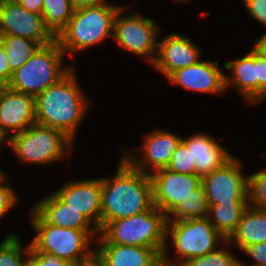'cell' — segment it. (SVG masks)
<instances>
[{
    "instance_id": "obj_22",
    "label": "cell",
    "mask_w": 266,
    "mask_h": 266,
    "mask_svg": "<svg viewBox=\"0 0 266 266\" xmlns=\"http://www.w3.org/2000/svg\"><path fill=\"white\" fill-rule=\"evenodd\" d=\"M232 240L236 243L234 246L242 250L247 246L266 242V210L249 205L226 243L230 244Z\"/></svg>"
},
{
    "instance_id": "obj_9",
    "label": "cell",
    "mask_w": 266,
    "mask_h": 266,
    "mask_svg": "<svg viewBox=\"0 0 266 266\" xmlns=\"http://www.w3.org/2000/svg\"><path fill=\"white\" fill-rule=\"evenodd\" d=\"M208 205L250 204L249 176L244 177L241 163L234 157L222 167L202 177Z\"/></svg>"
},
{
    "instance_id": "obj_12",
    "label": "cell",
    "mask_w": 266,
    "mask_h": 266,
    "mask_svg": "<svg viewBox=\"0 0 266 266\" xmlns=\"http://www.w3.org/2000/svg\"><path fill=\"white\" fill-rule=\"evenodd\" d=\"M153 203L167 217L196 189L202 178L196 174H182L167 168L150 174Z\"/></svg>"
},
{
    "instance_id": "obj_4",
    "label": "cell",
    "mask_w": 266,
    "mask_h": 266,
    "mask_svg": "<svg viewBox=\"0 0 266 266\" xmlns=\"http://www.w3.org/2000/svg\"><path fill=\"white\" fill-rule=\"evenodd\" d=\"M167 220V216L154 206L141 214L108 222L99 231L98 243L149 247L162 256L167 249Z\"/></svg>"
},
{
    "instance_id": "obj_23",
    "label": "cell",
    "mask_w": 266,
    "mask_h": 266,
    "mask_svg": "<svg viewBox=\"0 0 266 266\" xmlns=\"http://www.w3.org/2000/svg\"><path fill=\"white\" fill-rule=\"evenodd\" d=\"M249 205L250 204H217L215 206H209L207 216L213 227L227 240L236 230Z\"/></svg>"
},
{
    "instance_id": "obj_5",
    "label": "cell",
    "mask_w": 266,
    "mask_h": 266,
    "mask_svg": "<svg viewBox=\"0 0 266 266\" xmlns=\"http://www.w3.org/2000/svg\"><path fill=\"white\" fill-rule=\"evenodd\" d=\"M32 225L36 236L30 243L33 251H44L75 266L91 261L95 250L88 248L92 236L99 234L98 229H72L47 223L34 209Z\"/></svg>"
},
{
    "instance_id": "obj_26",
    "label": "cell",
    "mask_w": 266,
    "mask_h": 266,
    "mask_svg": "<svg viewBox=\"0 0 266 266\" xmlns=\"http://www.w3.org/2000/svg\"><path fill=\"white\" fill-rule=\"evenodd\" d=\"M74 11L70 0H44L42 16L46 26L57 36L67 25Z\"/></svg>"
},
{
    "instance_id": "obj_42",
    "label": "cell",
    "mask_w": 266,
    "mask_h": 266,
    "mask_svg": "<svg viewBox=\"0 0 266 266\" xmlns=\"http://www.w3.org/2000/svg\"><path fill=\"white\" fill-rule=\"evenodd\" d=\"M245 264H243V262L242 261H240V266H244Z\"/></svg>"
},
{
    "instance_id": "obj_31",
    "label": "cell",
    "mask_w": 266,
    "mask_h": 266,
    "mask_svg": "<svg viewBox=\"0 0 266 266\" xmlns=\"http://www.w3.org/2000/svg\"><path fill=\"white\" fill-rule=\"evenodd\" d=\"M27 255L26 266H75L66 260L57 258L53 254L44 251H33L31 248Z\"/></svg>"
},
{
    "instance_id": "obj_38",
    "label": "cell",
    "mask_w": 266,
    "mask_h": 266,
    "mask_svg": "<svg viewBox=\"0 0 266 266\" xmlns=\"http://www.w3.org/2000/svg\"><path fill=\"white\" fill-rule=\"evenodd\" d=\"M73 8L75 10L95 6L101 3L106 2L105 0H70Z\"/></svg>"
},
{
    "instance_id": "obj_30",
    "label": "cell",
    "mask_w": 266,
    "mask_h": 266,
    "mask_svg": "<svg viewBox=\"0 0 266 266\" xmlns=\"http://www.w3.org/2000/svg\"><path fill=\"white\" fill-rule=\"evenodd\" d=\"M249 203L252 207L266 210V170L249 176Z\"/></svg>"
},
{
    "instance_id": "obj_24",
    "label": "cell",
    "mask_w": 266,
    "mask_h": 266,
    "mask_svg": "<svg viewBox=\"0 0 266 266\" xmlns=\"http://www.w3.org/2000/svg\"><path fill=\"white\" fill-rule=\"evenodd\" d=\"M0 42L5 48L12 72L22 67L41 46L36 41L19 36H0Z\"/></svg>"
},
{
    "instance_id": "obj_27",
    "label": "cell",
    "mask_w": 266,
    "mask_h": 266,
    "mask_svg": "<svg viewBox=\"0 0 266 266\" xmlns=\"http://www.w3.org/2000/svg\"><path fill=\"white\" fill-rule=\"evenodd\" d=\"M29 251L30 244L24 251L18 236L8 235L0 244V266H26L28 256L24 258L23 254H28Z\"/></svg>"
},
{
    "instance_id": "obj_16",
    "label": "cell",
    "mask_w": 266,
    "mask_h": 266,
    "mask_svg": "<svg viewBox=\"0 0 266 266\" xmlns=\"http://www.w3.org/2000/svg\"><path fill=\"white\" fill-rule=\"evenodd\" d=\"M200 53L189 38L171 33L158 42L157 56L152 65L167 78L178 69L198 63Z\"/></svg>"
},
{
    "instance_id": "obj_39",
    "label": "cell",
    "mask_w": 266,
    "mask_h": 266,
    "mask_svg": "<svg viewBox=\"0 0 266 266\" xmlns=\"http://www.w3.org/2000/svg\"><path fill=\"white\" fill-rule=\"evenodd\" d=\"M254 48L266 57V33L254 43Z\"/></svg>"
},
{
    "instance_id": "obj_29",
    "label": "cell",
    "mask_w": 266,
    "mask_h": 266,
    "mask_svg": "<svg viewBox=\"0 0 266 266\" xmlns=\"http://www.w3.org/2000/svg\"><path fill=\"white\" fill-rule=\"evenodd\" d=\"M167 169L182 174H196L195 161H193L191 149L182 140L177 145Z\"/></svg>"
},
{
    "instance_id": "obj_36",
    "label": "cell",
    "mask_w": 266,
    "mask_h": 266,
    "mask_svg": "<svg viewBox=\"0 0 266 266\" xmlns=\"http://www.w3.org/2000/svg\"><path fill=\"white\" fill-rule=\"evenodd\" d=\"M12 71L10 70L8 57L6 55L5 48L3 44L0 42V85L7 86L9 83Z\"/></svg>"
},
{
    "instance_id": "obj_40",
    "label": "cell",
    "mask_w": 266,
    "mask_h": 266,
    "mask_svg": "<svg viewBox=\"0 0 266 266\" xmlns=\"http://www.w3.org/2000/svg\"><path fill=\"white\" fill-rule=\"evenodd\" d=\"M167 250H164L163 254H162V260L159 262V264L157 266H178L177 263L175 265L174 262H172V259L170 260L167 253Z\"/></svg>"
},
{
    "instance_id": "obj_33",
    "label": "cell",
    "mask_w": 266,
    "mask_h": 266,
    "mask_svg": "<svg viewBox=\"0 0 266 266\" xmlns=\"http://www.w3.org/2000/svg\"><path fill=\"white\" fill-rule=\"evenodd\" d=\"M5 174H2V171L0 172V218L4 216V214L10 210V208H13L15 203L17 202V197L12 190V188L2 185V182L5 181Z\"/></svg>"
},
{
    "instance_id": "obj_19",
    "label": "cell",
    "mask_w": 266,
    "mask_h": 266,
    "mask_svg": "<svg viewBox=\"0 0 266 266\" xmlns=\"http://www.w3.org/2000/svg\"><path fill=\"white\" fill-rule=\"evenodd\" d=\"M182 141L191 149L196 175L201 178L222 167L232 158L231 154L207 134H195L187 139H182Z\"/></svg>"
},
{
    "instance_id": "obj_20",
    "label": "cell",
    "mask_w": 266,
    "mask_h": 266,
    "mask_svg": "<svg viewBox=\"0 0 266 266\" xmlns=\"http://www.w3.org/2000/svg\"><path fill=\"white\" fill-rule=\"evenodd\" d=\"M47 223L63 228L97 229L82 213L64 203L55 193L33 208Z\"/></svg>"
},
{
    "instance_id": "obj_32",
    "label": "cell",
    "mask_w": 266,
    "mask_h": 266,
    "mask_svg": "<svg viewBox=\"0 0 266 266\" xmlns=\"http://www.w3.org/2000/svg\"><path fill=\"white\" fill-rule=\"evenodd\" d=\"M254 65L257 78V103L266 98V57L254 48Z\"/></svg>"
},
{
    "instance_id": "obj_18",
    "label": "cell",
    "mask_w": 266,
    "mask_h": 266,
    "mask_svg": "<svg viewBox=\"0 0 266 266\" xmlns=\"http://www.w3.org/2000/svg\"><path fill=\"white\" fill-rule=\"evenodd\" d=\"M95 257L103 266H157L162 256L153 248L99 243Z\"/></svg>"
},
{
    "instance_id": "obj_6",
    "label": "cell",
    "mask_w": 266,
    "mask_h": 266,
    "mask_svg": "<svg viewBox=\"0 0 266 266\" xmlns=\"http://www.w3.org/2000/svg\"><path fill=\"white\" fill-rule=\"evenodd\" d=\"M63 55L57 40L40 46L22 67L12 73L7 87L35 98L72 69L62 66Z\"/></svg>"
},
{
    "instance_id": "obj_3",
    "label": "cell",
    "mask_w": 266,
    "mask_h": 266,
    "mask_svg": "<svg viewBox=\"0 0 266 266\" xmlns=\"http://www.w3.org/2000/svg\"><path fill=\"white\" fill-rule=\"evenodd\" d=\"M121 6L104 2L95 6L77 9L67 25L56 36L65 53H72L100 44L114 34V21ZM67 51V52H66Z\"/></svg>"
},
{
    "instance_id": "obj_35",
    "label": "cell",
    "mask_w": 266,
    "mask_h": 266,
    "mask_svg": "<svg viewBox=\"0 0 266 266\" xmlns=\"http://www.w3.org/2000/svg\"><path fill=\"white\" fill-rule=\"evenodd\" d=\"M243 250L254 258L255 262L251 266H266V242L247 246Z\"/></svg>"
},
{
    "instance_id": "obj_41",
    "label": "cell",
    "mask_w": 266,
    "mask_h": 266,
    "mask_svg": "<svg viewBox=\"0 0 266 266\" xmlns=\"http://www.w3.org/2000/svg\"><path fill=\"white\" fill-rule=\"evenodd\" d=\"M80 266H103L96 257H94L91 261L81 264Z\"/></svg>"
},
{
    "instance_id": "obj_21",
    "label": "cell",
    "mask_w": 266,
    "mask_h": 266,
    "mask_svg": "<svg viewBox=\"0 0 266 266\" xmlns=\"http://www.w3.org/2000/svg\"><path fill=\"white\" fill-rule=\"evenodd\" d=\"M224 67L232 70V77L225 76V86L234 84L249 102L257 103V78L254 65V48L244 57L226 62Z\"/></svg>"
},
{
    "instance_id": "obj_1",
    "label": "cell",
    "mask_w": 266,
    "mask_h": 266,
    "mask_svg": "<svg viewBox=\"0 0 266 266\" xmlns=\"http://www.w3.org/2000/svg\"><path fill=\"white\" fill-rule=\"evenodd\" d=\"M101 229L110 221L141 214L154 207L150 175L134 169L124 158L113 178H101Z\"/></svg>"
},
{
    "instance_id": "obj_34",
    "label": "cell",
    "mask_w": 266,
    "mask_h": 266,
    "mask_svg": "<svg viewBox=\"0 0 266 266\" xmlns=\"http://www.w3.org/2000/svg\"><path fill=\"white\" fill-rule=\"evenodd\" d=\"M249 14L266 26V0H244Z\"/></svg>"
},
{
    "instance_id": "obj_14",
    "label": "cell",
    "mask_w": 266,
    "mask_h": 266,
    "mask_svg": "<svg viewBox=\"0 0 266 266\" xmlns=\"http://www.w3.org/2000/svg\"><path fill=\"white\" fill-rule=\"evenodd\" d=\"M101 179L71 181L55 194L67 205L82 213L92 225L101 230Z\"/></svg>"
},
{
    "instance_id": "obj_25",
    "label": "cell",
    "mask_w": 266,
    "mask_h": 266,
    "mask_svg": "<svg viewBox=\"0 0 266 266\" xmlns=\"http://www.w3.org/2000/svg\"><path fill=\"white\" fill-rule=\"evenodd\" d=\"M209 205L202 183L180 203V205L167 217L168 220H186L202 218L208 215ZM175 219H171L170 216Z\"/></svg>"
},
{
    "instance_id": "obj_7",
    "label": "cell",
    "mask_w": 266,
    "mask_h": 266,
    "mask_svg": "<svg viewBox=\"0 0 266 266\" xmlns=\"http://www.w3.org/2000/svg\"><path fill=\"white\" fill-rule=\"evenodd\" d=\"M6 142L20 160L38 164L62 159L73 144L62 131L36 123L21 133L10 135Z\"/></svg>"
},
{
    "instance_id": "obj_8",
    "label": "cell",
    "mask_w": 266,
    "mask_h": 266,
    "mask_svg": "<svg viewBox=\"0 0 266 266\" xmlns=\"http://www.w3.org/2000/svg\"><path fill=\"white\" fill-rule=\"evenodd\" d=\"M172 236L175 251L182 259V266L189 259L203 256L217 250L218 239L226 243L223 237L210 223L208 216L186 220H167L166 234ZM184 258V259H183Z\"/></svg>"
},
{
    "instance_id": "obj_37",
    "label": "cell",
    "mask_w": 266,
    "mask_h": 266,
    "mask_svg": "<svg viewBox=\"0 0 266 266\" xmlns=\"http://www.w3.org/2000/svg\"><path fill=\"white\" fill-rule=\"evenodd\" d=\"M16 1L30 12L37 13L40 15L43 14L44 0H16Z\"/></svg>"
},
{
    "instance_id": "obj_10",
    "label": "cell",
    "mask_w": 266,
    "mask_h": 266,
    "mask_svg": "<svg viewBox=\"0 0 266 266\" xmlns=\"http://www.w3.org/2000/svg\"><path fill=\"white\" fill-rule=\"evenodd\" d=\"M0 36H19L41 46L56 40L42 15L25 9L16 0H0Z\"/></svg>"
},
{
    "instance_id": "obj_2",
    "label": "cell",
    "mask_w": 266,
    "mask_h": 266,
    "mask_svg": "<svg viewBox=\"0 0 266 266\" xmlns=\"http://www.w3.org/2000/svg\"><path fill=\"white\" fill-rule=\"evenodd\" d=\"M72 69L57 83L35 97V123L62 131L74 141L88 102Z\"/></svg>"
},
{
    "instance_id": "obj_28",
    "label": "cell",
    "mask_w": 266,
    "mask_h": 266,
    "mask_svg": "<svg viewBox=\"0 0 266 266\" xmlns=\"http://www.w3.org/2000/svg\"><path fill=\"white\" fill-rule=\"evenodd\" d=\"M182 266H240V260L225 249H217L206 255L191 258Z\"/></svg>"
},
{
    "instance_id": "obj_13",
    "label": "cell",
    "mask_w": 266,
    "mask_h": 266,
    "mask_svg": "<svg viewBox=\"0 0 266 266\" xmlns=\"http://www.w3.org/2000/svg\"><path fill=\"white\" fill-rule=\"evenodd\" d=\"M35 123V98L7 86L0 88V142L7 131L21 133Z\"/></svg>"
},
{
    "instance_id": "obj_11",
    "label": "cell",
    "mask_w": 266,
    "mask_h": 266,
    "mask_svg": "<svg viewBox=\"0 0 266 266\" xmlns=\"http://www.w3.org/2000/svg\"><path fill=\"white\" fill-rule=\"evenodd\" d=\"M122 11L120 9L116 14L113 38L124 49L137 55L147 56L150 63L153 64L157 56L154 53L158 51L156 39L158 28L151 19L139 14L120 18Z\"/></svg>"
},
{
    "instance_id": "obj_17",
    "label": "cell",
    "mask_w": 266,
    "mask_h": 266,
    "mask_svg": "<svg viewBox=\"0 0 266 266\" xmlns=\"http://www.w3.org/2000/svg\"><path fill=\"white\" fill-rule=\"evenodd\" d=\"M218 66L217 61H199L194 65L174 71L167 78L172 84L185 89L203 93H220L226 89V75L218 69Z\"/></svg>"
},
{
    "instance_id": "obj_15",
    "label": "cell",
    "mask_w": 266,
    "mask_h": 266,
    "mask_svg": "<svg viewBox=\"0 0 266 266\" xmlns=\"http://www.w3.org/2000/svg\"><path fill=\"white\" fill-rule=\"evenodd\" d=\"M182 140L181 137L166 132L165 130H156L146 136L144 145V160L131 156L130 153L124 155V159L136 170L150 175L152 172L167 168L172 159V155L177 148V145ZM130 154V155H129ZM147 164V166H145ZM148 165L153 166L152 170H148Z\"/></svg>"
}]
</instances>
